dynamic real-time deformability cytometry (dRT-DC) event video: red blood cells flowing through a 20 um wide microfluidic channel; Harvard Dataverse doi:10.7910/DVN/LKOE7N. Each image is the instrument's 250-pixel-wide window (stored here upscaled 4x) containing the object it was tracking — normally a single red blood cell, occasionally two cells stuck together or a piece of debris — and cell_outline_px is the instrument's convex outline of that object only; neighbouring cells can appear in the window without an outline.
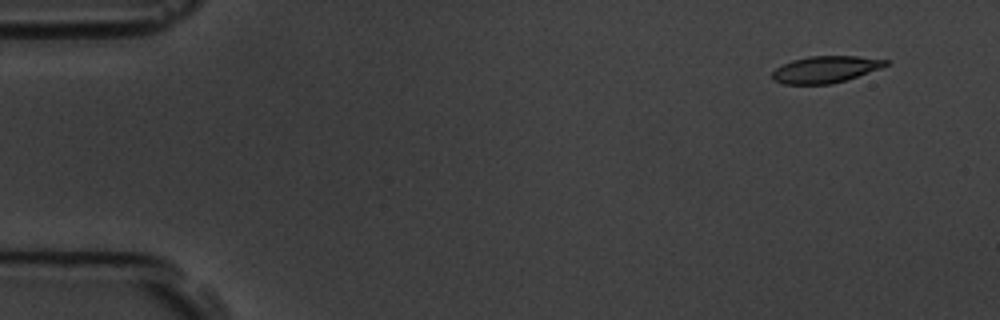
{"species": "common noctule bat (a hibernating species)", "species_latin": "Nyctalus noctula", "temperature_condition": "room temperature", "stored_images_in_passage": 5, "camera_frame_rate_fps": 3000, "um_per_image_px": 0.085, "animal": {"sex": "male", "body_mass_g": 19.5, "forearm_length_mm": 54.6}, "frame": {"image": 1, "passage_image": 1, "time_ms": 0.0, "image_size_px": [1000, 320], "cell_outline_px": [[888, 64], [880, 68], [832, 84], [784, 84], [772, 80], [772, 72], [776, 68], [792, 60], [808, 56], [856, 56], [888, 60]], "centroid_in_image_um": [70.12, 5.9], "position_along_channel_um": 14.9, "area_um2": 17.46}}
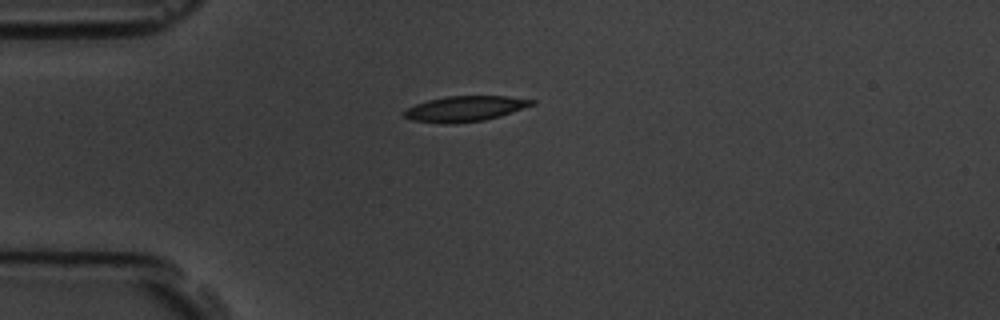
{"frame": {"image": 2, "passage_image": 4, "time_ms": 3.333, "image_size_px": [1000, 320], "cell_outline_px": [[536, 104], [500, 116], [484, 120], [452, 124], [448, 124], [412, 120], [404, 116], [404, 112], [408, 108], [416, 104], [428, 100], [448, 96], [508, 96], [536, 100]], "centroid_in_image_um": [39.57, 9.24], "position_along_channel_um": 45.4, "area_um2": 18.84}}
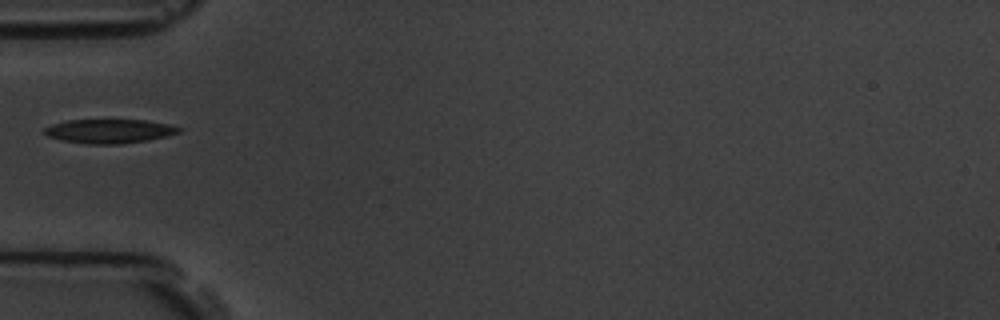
{"frame": {"image": 3, "passage_image": 5, "time_ms": 4.667, "image_size_px": [1000, 320], "cell_outline_px": [[184, 128], [180, 132], [148, 140], [120, 144], [84, 144], [60, 140], [48, 136], [44, 132], [44, 128], [52, 124], [68, 120], [144, 120], [168, 124]], "centroid_in_image_um": [9.28, 11.15], "position_along_channel_um": 75.7, "area_um2": 18.84}}